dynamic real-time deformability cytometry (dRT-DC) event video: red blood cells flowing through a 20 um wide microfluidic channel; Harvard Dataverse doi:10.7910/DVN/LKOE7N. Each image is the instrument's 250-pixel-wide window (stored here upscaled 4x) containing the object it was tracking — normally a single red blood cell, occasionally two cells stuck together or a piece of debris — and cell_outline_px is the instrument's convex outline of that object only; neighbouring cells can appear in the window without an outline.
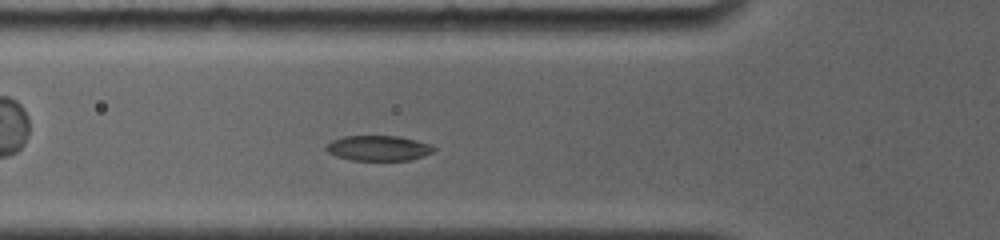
{"species": "common noctule bat (a hibernating species)", "species_latin": "Nyctalus noctula", "temperature_condition": "room temperature", "stored_images_in_passage": 61, "camera_frame_rate_fps": 4000, "um_per_image_px": 0.085, "animal": {"sex": "female", "body_mass_g": 19.0, "forearm_length_mm": 56.7}, "frame": {"image": 1, "passage_image": 14, "time_ms": 2.75, "image_size_px": [1000, 240], "cell_outline_px": [[436, 148], [432, 152], [408, 160], [352, 160], [336, 156], [328, 152], [324, 148], [332, 140], [344, 136], [396, 136], [416, 140], [428, 144]], "centroid_in_image_um": [32.12, 12.59], "position_along_channel_um": 93.7, "area_um2": 15.55}}
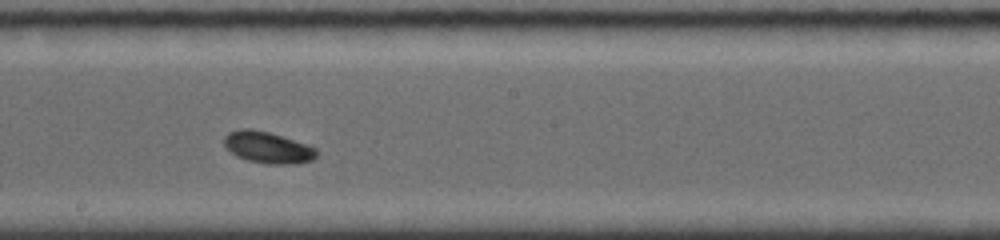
{"frame": {"image": 2, "passage_image": 30, "time_ms": 6.25, "image_size_px": [1000, 240], "cell_outline_px": [[316, 156], [312, 160], [296, 164], [268, 164], [248, 160], [236, 156], [224, 144], [224, 136], [228, 132], [240, 128], [252, 128], [268, 132], [308, 144], [316, 148]], "centroid_in_image_um": [22.76, 12.52], "position_along_channel_um": 225.4, "area_um2": 16.99}}
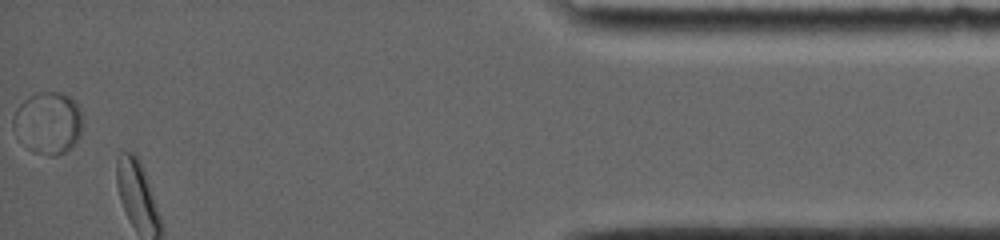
{"frame": {"image": 3, "passage_image": 61, "time_ms": 12.75, "image_size_px": [1000, 240], "cell_outline_px": [[80, 136], [64, 152], [56, 156], [52, 156], [32, 152], [28, 148], [12, 124], [12, 116], [16, 108], [28, 96], [40, 92], [56, 92], [68, 96], [80, 108]], "centroid_in_image_um": [4.06, 10.43], "position_along_channel_um": 431.1, "area_um2": 24.51}, "authors_computed_cell_mechanics": {"area_um2": 16.2996, "velocity_mm_per_s": 3.7817, "shape_relaxation_time_tau1_ms": 2.4365, "shape_relaxation_time_tau2_ms": null, "deformation_change_tau1": 0.1123, "deformation_change_tau2": null}}